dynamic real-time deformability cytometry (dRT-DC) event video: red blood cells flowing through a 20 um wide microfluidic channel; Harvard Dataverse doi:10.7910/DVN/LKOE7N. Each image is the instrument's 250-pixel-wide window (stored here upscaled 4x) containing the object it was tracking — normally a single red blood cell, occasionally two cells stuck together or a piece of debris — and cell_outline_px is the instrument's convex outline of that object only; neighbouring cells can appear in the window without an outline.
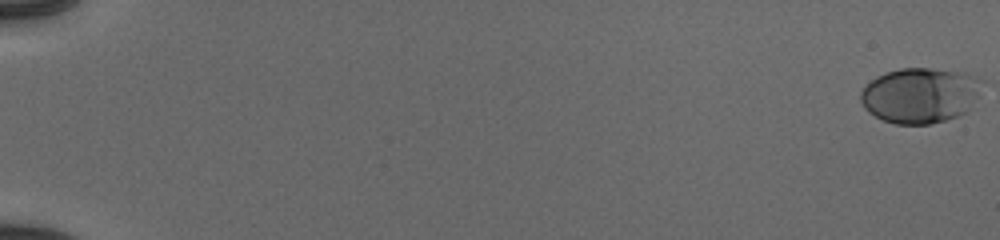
{"species": "human", "species_latin": "Homo sapiens", "temperature_condition": "cold", "stored_images_in_passage": 23, "camera_frame_rate_fps": 3000, "um_per_image_px": 0.085, "donor": {"sex": "male"}, "frame": {"image": 1, "passage_image": 1, "time_ms": 0.0, "image_size_px": [1000, 240], "cell_outline_px": [[984, 80], [968, 112], [944, 120], [928, 124], [896, 124], [884, 120], [868, 112], [864, 108], [860, 100], [860, 92], [876, 76], [900, 68], [932, 68], [968, 72]], "centroid_in_image_um": [78.23, 8.08], "position_along_channel_um": 6.8, "area_um2": 39.25}}
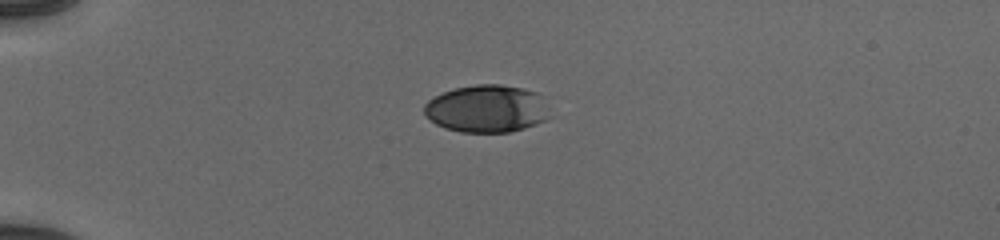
{"frame": {"image": 2, "passage_image": 17, "time_ms": 5.333, "image_size_px": [1000, 240], "cell_outline_px": [[548, 116], [544, 120], [536, 124], [524, 128], [508, 132], [460, 132], [444, 128], [436, 124], [424, 112], [424, 104], [428, 100], [444, 92], [456, 88], [476, 84], [500, 84], [520, 88], [536, 92]], "centroid_in_image_um": [41.3, 9.25], "position_along_channel_um": 43.7, "area_um2": 34.04}}
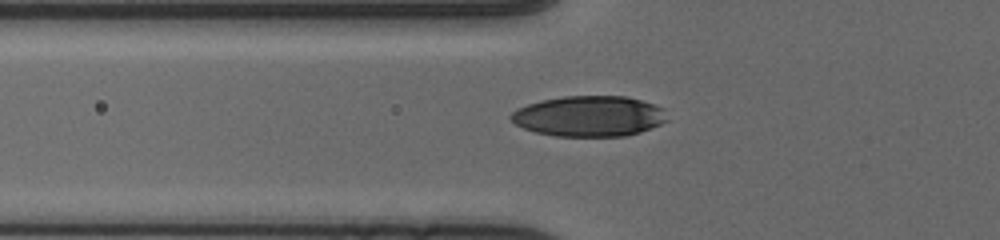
{"frame": {"image": 3, "passage_image": 23, "time_ms": 7.333, "image_size_px": [1000, 240], "cell_outline_px": [[668, 120], [660, 124], [640, 132], [624, 136], [556, 136], [536, 132], [524, 128], [516, 124], [508, 116], [516, 108], [540, 100], [564, 96], [628, 96], [664, 108]], "centroid_in_image_um": [50.07, 9.87], "position_along_channel_um": 75.7, "area_um2": 36.99}}